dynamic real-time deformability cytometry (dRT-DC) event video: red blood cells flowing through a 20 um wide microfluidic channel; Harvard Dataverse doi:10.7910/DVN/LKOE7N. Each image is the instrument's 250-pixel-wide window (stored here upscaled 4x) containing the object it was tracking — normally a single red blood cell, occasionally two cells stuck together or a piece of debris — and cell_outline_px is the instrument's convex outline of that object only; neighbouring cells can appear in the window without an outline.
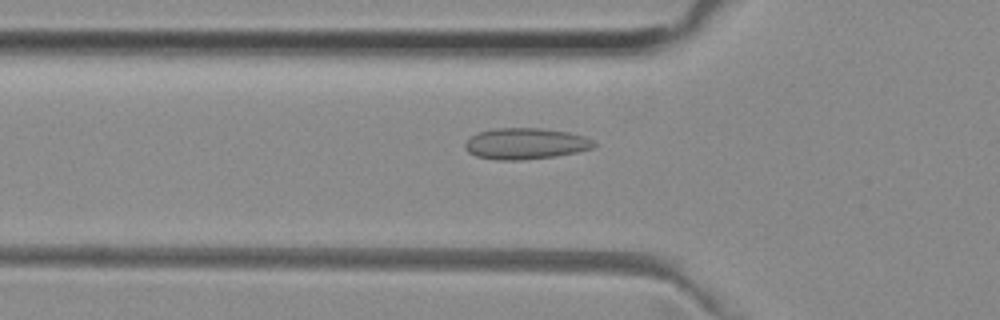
{"species": "common noctule bat (a hibernating species)", "species_latin": "Nyctalus noctula", "temperature_condition": "room temperature", "stored_images_in_passage": 44, "camera_frame_rate_fps": 3000, "um_per_image_px": 0.085, "animal": {"sex": "female", "body_mass_g": 29.2, "forearm_length_mm": 56.3}, "frame": {"image": 1, "passage_image": 15, "time_ms": 4.667, "image_size_px": [1000, 320], "cell_outline_px": [[596, 144], [592, 148], [576, 152], [556, 156], [520, 160], [496, 160], [476, 156], [468, 152], [464, 148], [464, 144], [472, 136], [480, 132], [492, 128], [540, 128], [568, 132], [584, 136], [596, 140]], "centroid_in_image_um": [44.68, 12.21], "position_along_channel_um": 81.1, "area_um2": 23.47}}
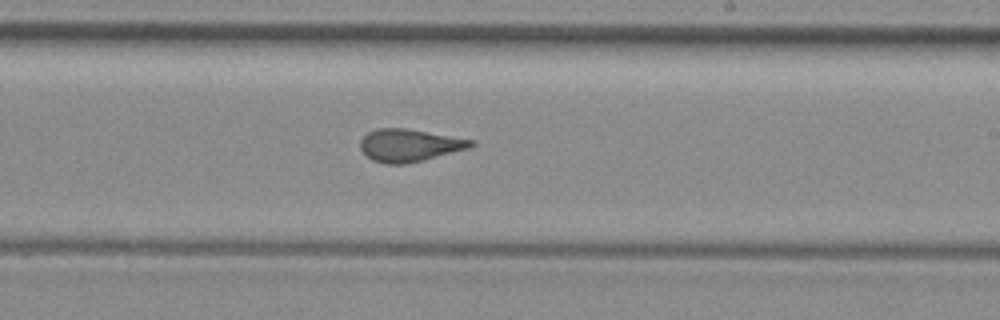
{"frame": {"image": 2, "passage_image": 28, "time_ms": 9.0, "image_size_px": [1000, 320], "cell_outline_px": [[476, 144], [472, 148], [424, 160], [404, 164], [384, 164], [372, 160], [360, 148], [360, 140], [368, 132], [376, 128], [404, 128], [476, 140]], "centroid_in_image_um": [34.84, 12.35], "position_along_channel_um": 254.2, "area_um2": 21.15}}
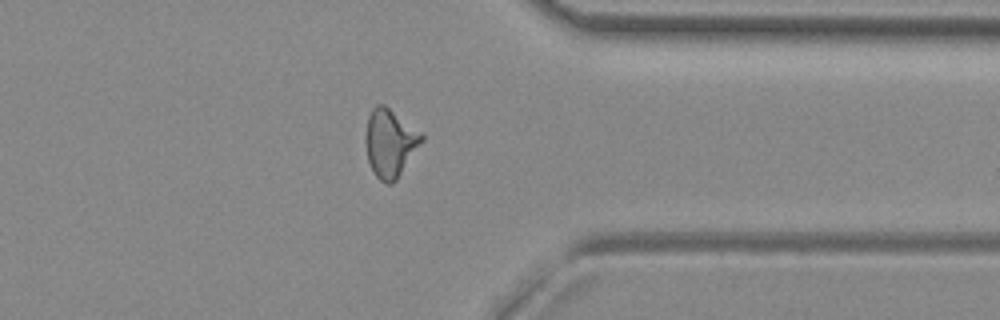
{"frame": {"image": 3, "passage_image": 38, "time_ms": 12.333, "image_size_px": [1000, 320], "cell_outline_px": [[424, 140], [396, 180], [392, 184], [388, 184], [380, 180], [376, 176], [368, 160], [364, 140], [364, 136], [368, 116], [372, 108], [376, 104], [384, 104], [424, 132]], "centroid_in_image_um": [33.16, 12.11], "position_along_channel_um": 378.2, "area_um2": 22.6}}